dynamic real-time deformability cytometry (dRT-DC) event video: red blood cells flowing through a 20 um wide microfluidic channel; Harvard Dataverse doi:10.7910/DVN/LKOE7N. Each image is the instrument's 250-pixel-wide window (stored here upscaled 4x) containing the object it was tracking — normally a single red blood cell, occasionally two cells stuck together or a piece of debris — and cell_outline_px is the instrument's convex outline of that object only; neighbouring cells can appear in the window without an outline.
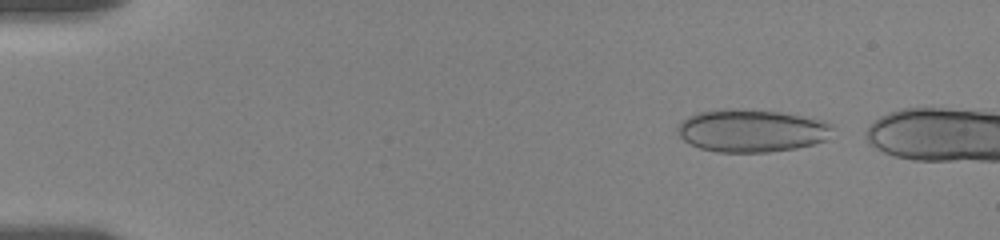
{"species": "human", "species_latin": "Homo sapiens", "temperature_condition": "room temperature", "stored_images_in_passage": 11, "camera_frame_rate_fps": 3000, "um_per_image_px": 0.085, "donor": {"sex": "female"}, "frame": {"image": 1, "passage_image": 4, "time_ms": 0.667, "image_size_px": [1000, 240], "cell_outline_px": [[832, 128], [824, 140], [812, 144], [796, 148], [768, 152], [716, 152], [700, 148], [684, 140], [680, 136], [676, 128], [680, 120], [696, 112], [728, 108], [736, 108], [780, 112], [824, 120], [832, 124]], "centroid_in_image_um": [63.83, 11.09], "position_along_channel_um": 21.2, "area_um2": 38.61}}